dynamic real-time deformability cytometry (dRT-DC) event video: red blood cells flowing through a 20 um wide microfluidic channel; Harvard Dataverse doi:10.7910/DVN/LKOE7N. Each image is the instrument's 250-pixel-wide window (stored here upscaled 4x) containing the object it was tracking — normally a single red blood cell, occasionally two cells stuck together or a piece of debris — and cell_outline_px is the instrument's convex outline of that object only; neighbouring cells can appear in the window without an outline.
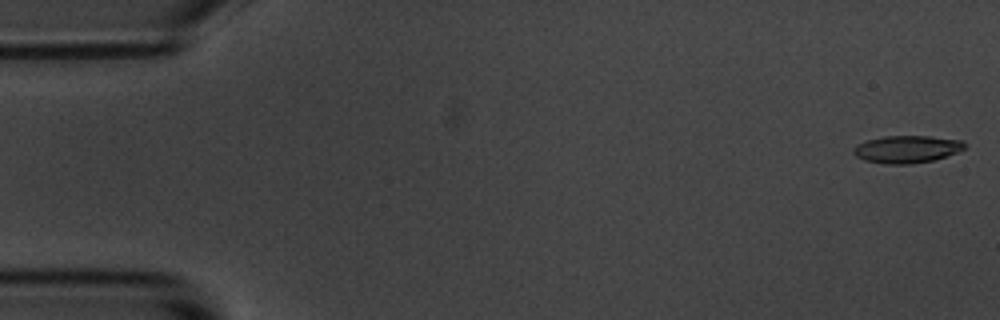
{"species": "common noctule bat (a hibernating species)", "species_latin": "Nyctalus noctula", "temperature_condition": "room temperature", "stored_images_in_passage": 5, "camera_frame_rate_fps": 3000, "um_per_image_px": 0.085, "animal": {"sex": "male", "body_mass_g": 20.1, "forearm_length_mm": 53.5}, "frame": {"image": 1, "passage_image": 1, "time_ms": 0.0, "image_size_px": [1000, 320], "cell_outline_px": [[964, 148], [960, 152], [932, 160], [912, 164], [884, 164], [864, 160], [856, 156], [852, 152], [852, 148], [856, 144], [864, 140], [884, 136], [932, 136], [964, 140]], "centroid_in_image_um": [77.05, 12.67], "position_along_channel_um": 7.9, "area_um2": 18.03}}
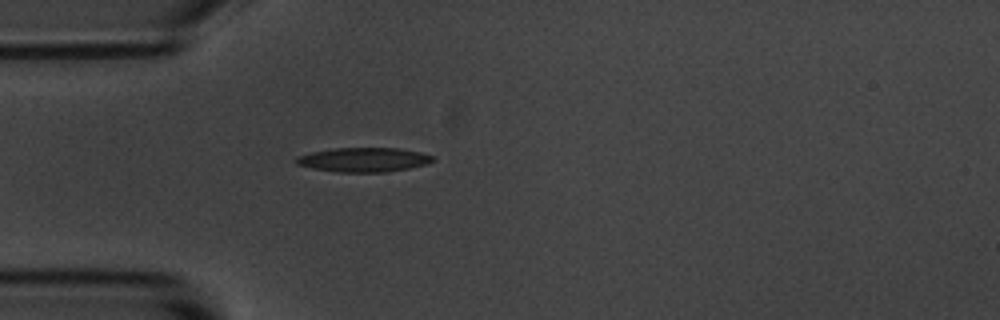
{"frame": {"image": 2, "passage_image": 5, "time_ms": 4.667, "image_size_px": [1000, 320], "cell_outline_px": [[436, 160], [428, 164], [408, 168], [384, 172], [336, 172], [312, 168], [296, 164], [292, 160], [296, 156], [312, 152], [332, 148], [396, 148], [420, 152], [432, 156]], "centroid_in_image_um": [30.87, 13.58], "position_along_channel_um": 54.1, "area_um2": 19.42}}